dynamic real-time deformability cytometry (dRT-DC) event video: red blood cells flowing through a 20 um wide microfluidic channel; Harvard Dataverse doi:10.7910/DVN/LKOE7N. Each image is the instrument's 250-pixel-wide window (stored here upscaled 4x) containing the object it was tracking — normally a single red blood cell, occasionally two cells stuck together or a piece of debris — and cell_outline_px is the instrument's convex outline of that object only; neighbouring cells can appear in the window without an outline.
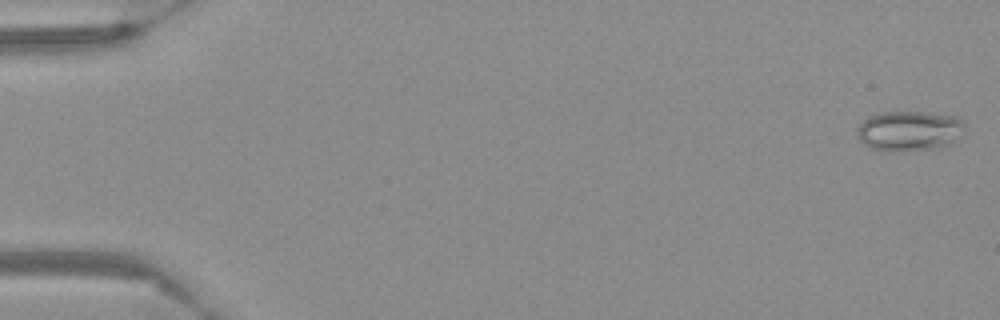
{"species": "Egyptian fruit bat (a non-hibernating species)", "species_latin": "Rousettus aegyptiacus", "temperature_condition": "warm", "stored_images_in_passage": 57, "camera_frame_rate_fps": 3000, "um_per_image_px": 0.085, "frame": {"image": 1, "passage_image": 1, "time_ms": 0.0, "image_size_px": [1000, 320], "cell_outline_px": [[964, 124], [948, 144], [940, 148], [900, 152], [896, 152], [868, 148], [860, 140], [856, 132], [856, 128], [868, 116], [880, 112], [924, 112], [956, 116]], "centroid_in_image_um": [77.17, 11.13], "position_along_channel_um": 7.8, "area_um2": 24.91}}
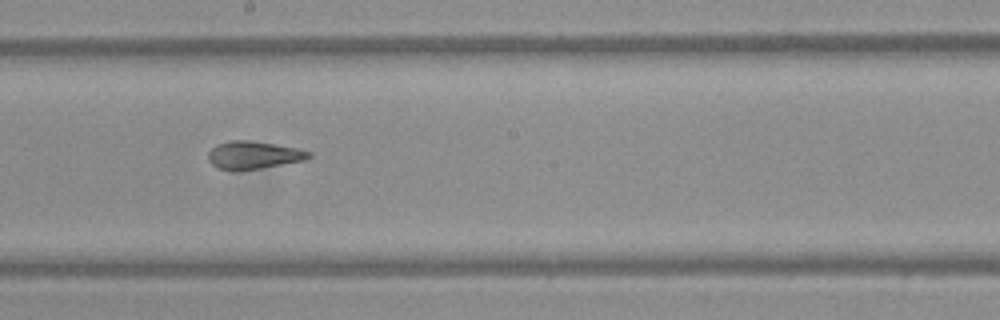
{"frame": {"image": 2, "passage_image": 32, "time_ms": 10.333, "image_size_px": [1000, 320], "cell_outline_px": [[312, 156], [304, 160], [260, 168], [236, 172], [232, 172], [216, 168], [208, 160], [208, 152], [216, 144], [228, 140], [248, 140], [276, 144], [300, 148], [312, 152]], "centroid_in_image_um": [21.52, 13.19], "position_along_channel_um": 226.7, "area_um2": 16.7}}
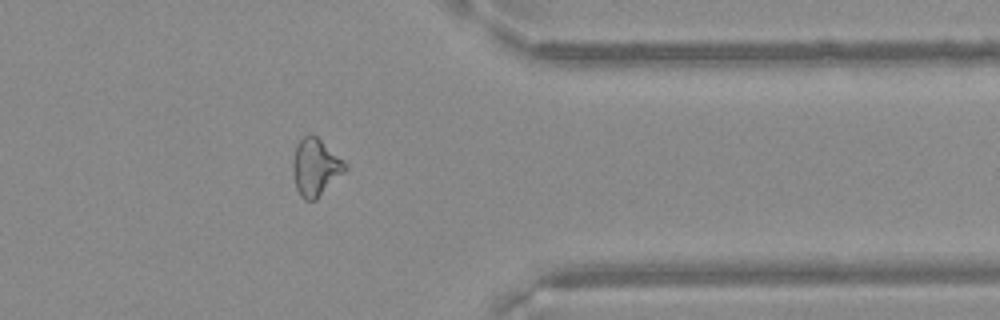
{"frame": {"image": 3, "passage_image": 46, "time_ms": 15.0, "image_size_px": [1000, 320], "cell_outline_px": [[348, 168], [316, 200], [304, 200], [300, 196], [296, 188], [292, 172], [292, 160], [296, 144], [304, 136], [316, 136], [344, 160], [348, 164]], "centroid_in_image_um": [26.81, 14.23], "position_along_channel_um": 384.6, "area_um2": 17.46}}